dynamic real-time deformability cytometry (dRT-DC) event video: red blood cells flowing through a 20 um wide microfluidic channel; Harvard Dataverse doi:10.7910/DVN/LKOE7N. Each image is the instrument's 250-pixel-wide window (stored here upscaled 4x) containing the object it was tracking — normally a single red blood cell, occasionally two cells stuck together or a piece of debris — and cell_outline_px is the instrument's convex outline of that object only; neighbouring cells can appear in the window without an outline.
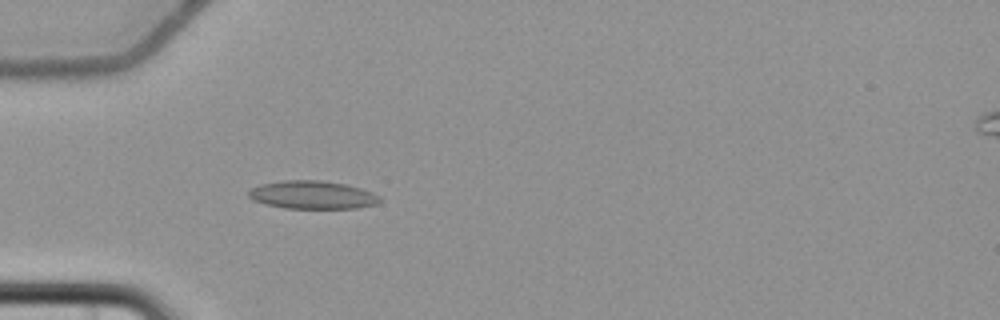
{"species": "common noctule bat (a hibernating species)", "species_latin": "Nyctalus noctula", "temperature_condition": "cold", "stored_images_in_passage": 5, "camera_frame_rate_fps": 3000, "um_per_image_px": 0.085, "animal": {"sex": "female", "body_mass_g": 22.7, "forearm_length_mm": 54.2}, "frame": {"image": 1, "passage_image": 5, "time_ms": 5.667, "image_size_px": [1000, 320], "cell_outline_px": [[380, 200], [376, 204], [356, 208], [284, 208], [264, 204], [252, 200], [248, 196], [248, 192], [252, 188], [260, 184], [280, 180], [320, 180], [344, 184], [360, 188], [372, 192], [380, 196]], "centroid_in_image_um": [26.51, 16.56], "position_along_channel_um": 58.5, "area_um2": 21.5}}